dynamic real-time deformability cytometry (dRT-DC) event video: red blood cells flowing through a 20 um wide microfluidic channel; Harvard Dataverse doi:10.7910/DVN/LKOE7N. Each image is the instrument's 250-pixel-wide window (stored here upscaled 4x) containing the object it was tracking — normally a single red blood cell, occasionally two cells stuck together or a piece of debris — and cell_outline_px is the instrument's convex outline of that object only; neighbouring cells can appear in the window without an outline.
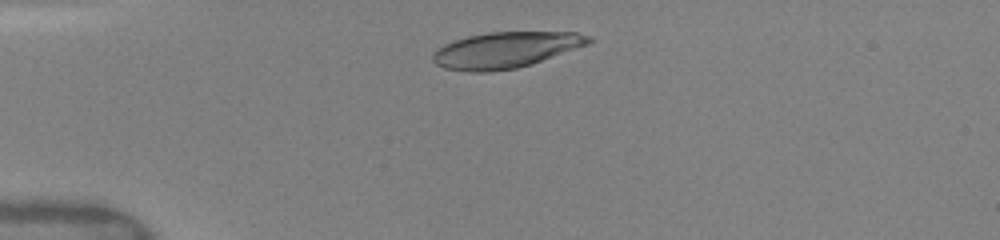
{"species": "human", "species_latin": "Homo sapiens", "temperature_condition": "warm", "stored_images_in_passage": 53, "camera_frame_rate_fps": 3000, "um_per_image_px": 0.085, "donor": {"sex": "female"}, "frame": {"image": 1, "passage_image": 1, "time_ms": 0.0, "image_size_px": [1000, 240], "cell_outline_px": [[592, 40], [588, 44], [532, 64], [516, 68], [492, 72], [468, 72], [444, 68], [436, 64], [432, 60], [432, 56], [436, 48], [452, 40], [468, 36], [488, 32], [576, 32], [592, 36]], "centroid_in_image_um": [42.94, 4.25], "position_along_channel_um": 42.1, "area_um2": 32.89}}
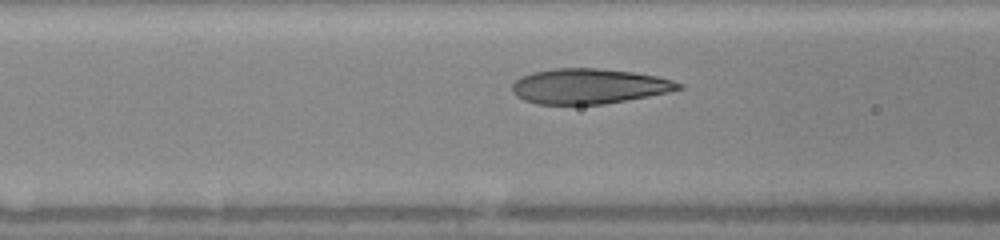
{"frame": {"image": 2, "passage_image": 13, "time_ms": 2.667, "image_size_px": [1000, 240], "cell_outline_px": [[684, 88], [668, 92], [648, 96], [604, 104], [536, 104], [524, 100], [516, 96], [512, 92], [512, 84], [520, 76], [532, 72], [556, 68], [596, 68], [632, 72], [656, 76], [672, 80], [684, 84]], "centroid_in_image_um": [50.04, 7.33], "position_along_channel_um": 116.6, "area_um2": 34.1}}
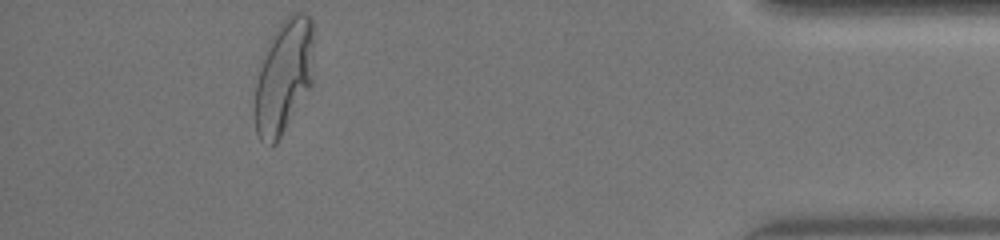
{"frame": {"image": 3, "passage_image": 52, "time_ms": 11.0, "image_size_px": [1000, 240], "cell_outline_px": [[312, 84], [276, 144], [272, 144], [260, 140], [256, 132], [252, 108], [260, 60], [268, 40], [276, 28], [292, 12], [304, 12], [312, 20]], "centroid_in_image_um": [24.07, 6.5], "position_along_channel_um": 411.1, "area_um2": 39.54}, "authors_computed_cell_mechanics": {"area_um2": 34.5644, "velocity_mm_per_s": 4.1032, "shape_relaxation_time_tau1_ms": 4.2361, "shape_relaxation_time_tau2_ms": null, "deformation_change_tau1": 0.2072, "deformation_change_tau2": null}}